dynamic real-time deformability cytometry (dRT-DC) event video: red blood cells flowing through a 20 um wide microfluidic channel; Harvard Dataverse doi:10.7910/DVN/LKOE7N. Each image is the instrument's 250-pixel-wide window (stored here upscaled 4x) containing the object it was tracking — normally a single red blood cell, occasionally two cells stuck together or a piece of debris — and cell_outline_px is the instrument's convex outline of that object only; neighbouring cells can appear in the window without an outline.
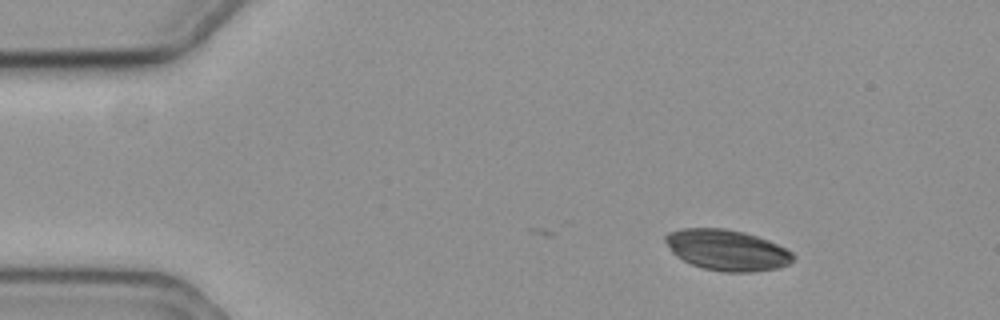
{"species": "common noctule bat (a hibernating species)", "species_latin": "Nyctalus noctula", "temperature_condition": "cold", "stored_images_in_passage": 7, "camera_frame_rate_fps": 3000, "um_per_image_px": 0.085, "animal": {"sex": "female", "body_mass_g": 19.3, "forearm_length_mm": 54.1}, "frame": {"image": 1, "passage_image": 1, "time_ms": 0.0, "image_size_px": [1000, 320], "cell_outline_px": [[796, 256], [788, 264], [780, 268], [752, 272], [724, 272], [704, 268], [692, 264], [676, 256], [672, 252], [664, 240], [664, 236], [668, 232], [680, 228], [724, 228], [744, 232], [768, 240], [792, 252]], "centroid_in_image_um": [61.78, 21.25], "position_along_channel_um": 23.2, "area_um2": 30.4}}